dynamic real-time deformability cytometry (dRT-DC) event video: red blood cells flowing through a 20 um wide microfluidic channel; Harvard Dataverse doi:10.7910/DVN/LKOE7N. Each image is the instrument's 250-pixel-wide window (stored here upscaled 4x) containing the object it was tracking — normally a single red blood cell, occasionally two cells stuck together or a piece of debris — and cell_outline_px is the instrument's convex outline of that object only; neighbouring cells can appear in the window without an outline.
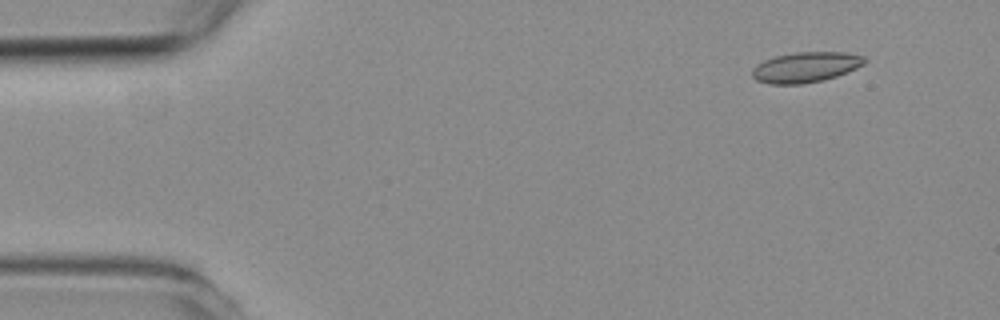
{"species": "common noctule bat (a hibernating species)", "species_latin": "Nyctalus noctula", "temperature_condition": "room temperature", "stored_images_in_passage": 5, "camera_frame_rate_fps": 3000, "um_per_image_px": 0.085, "animal": {"sex": "female", "body_mass_g": 19.3, "forearm_length_mm": 54.1}, "frame": {"image": 1, "passage_image": 2, "time_ms": 1.333, "image_size_px": [1000, 320], "cell_outline_px": [[868, 60], [864, 64], [848, 72], [824, 80], [804, 84], [768, 84], [756, 80], [752, 76], [752, 68], [764, 60], [776, 56], [796, 52], [848, 52], [864, 56]], "centroid_in_image_um": [68.5, 5.71], "position_along_channel_um": 16.5, "area_um2": 20.06}}
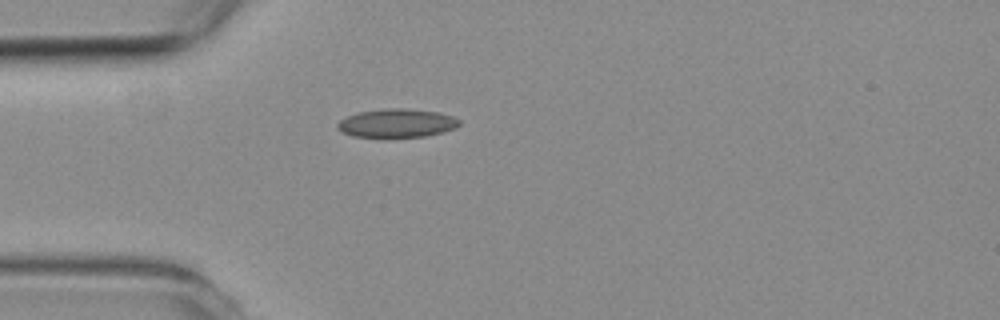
{"frame": {"image": 2, "passage_image": 5, "time_ms": 4.667, "image_size_px": [1000, 320], "cell_outline_px": [[460, 124], [456, 128], [444, 132], [424, 136], [380, 140], [352, 136], [336, 128], [336, 124], [340, 120], [348, 116], [360, 112], [388, 108], [404, 108], [436, 112], [452, 116], [460, 120]], "centroid_in_image_um": [33.7, 10.52], "position_along_channel_um": 51.3, "area_um2": 20.92}}